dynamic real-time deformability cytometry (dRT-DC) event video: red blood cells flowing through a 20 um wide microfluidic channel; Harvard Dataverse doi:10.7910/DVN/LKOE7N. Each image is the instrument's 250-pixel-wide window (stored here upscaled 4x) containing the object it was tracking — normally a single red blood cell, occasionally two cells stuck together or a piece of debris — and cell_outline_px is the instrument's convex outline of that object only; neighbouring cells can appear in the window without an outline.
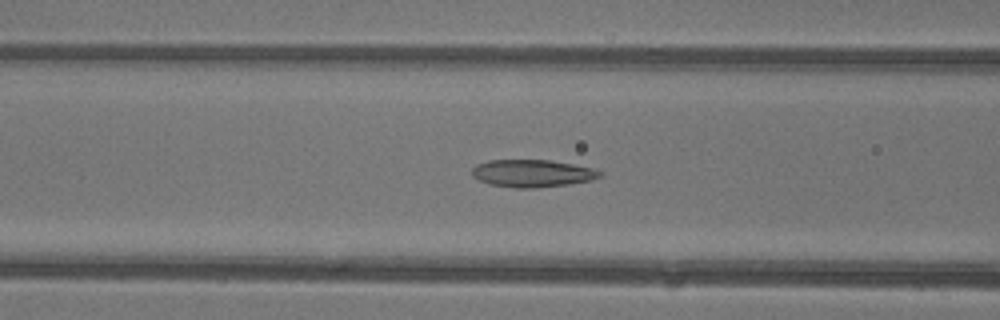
{"species": "common noctule bat (a hibernating species)", "species_latin": "Nyctalus noctula", "temperature_condition": "warm", "stored_images_in_passage": 47, "camera_frame_rate_fps": 3000, "um_per_image_px": 0.085, "animal": {"sex": "female"}, "frame": {"image": 1, "passage_image": 20, "time_ms": 6.333, "image_size_px": [1000, 320], "cell_outline_px": [[604, 176], [592, 180], [568, 184], [536, 188], [516, 188], [492, 184], [480, 180], [472, 176], [472, 168], [476, 164], [488, 160], [548, 160], [572, 164], [592, 168], [600, 172]], "centroid_in_image_um": [45.24, 14.73], "position_along_channel_um": 121.4, "area_um2": 20.35}}
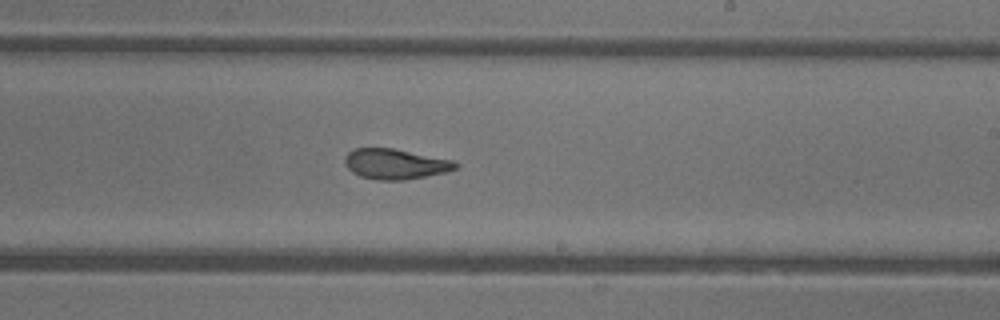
{"frame": {"image": 2, "passage_image": 29, "time_ms": 9.333, "image_size_px": [1000, 320], "cell_outline_px": [[460, 164], [456, 168], [448, 172], [404, 180], [376, 180], [360, 176], [352, 172], [348, 168], [344, 160], [344, 156], [348, 152], [356, 148], [392, 148], [452, 160]], "centroid_in_image_um": [33.59, 13.94], "position_along_channel_um": 255.4, "area_um2": 19.54}}
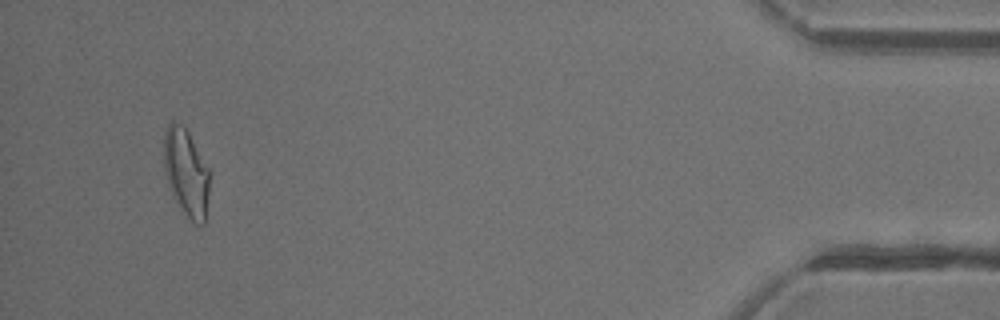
{"frame": {"image": 3, "passage_image": 45, "time_ms": 14.667, "image_size_px": [1000, 320], "cell_outline_px": [[208, 192], [204, 224], [196, 224], [184, 212], [176, 200], [172, 192], [164, 168], [164, 132], [168, 124], [172, 120], [180, 124], [188, 132], [208, 168]], "centroid_in_image_um": [15.81, 14.62], "position_along_channel_um": 419.4, "area_um2": 22.48}, "authors_computed_cell_mechanics": {"area_um2": 21.2704, "velocity_mm_per_s": 4.4764, "shape_relaxation_time_tau1_ms": 11.2095, "shape_relaxation_time_tau2_ms": 1.664, "deformation_change_tau1": 0.3212, "deformation_change_tau2": 0.0996}}